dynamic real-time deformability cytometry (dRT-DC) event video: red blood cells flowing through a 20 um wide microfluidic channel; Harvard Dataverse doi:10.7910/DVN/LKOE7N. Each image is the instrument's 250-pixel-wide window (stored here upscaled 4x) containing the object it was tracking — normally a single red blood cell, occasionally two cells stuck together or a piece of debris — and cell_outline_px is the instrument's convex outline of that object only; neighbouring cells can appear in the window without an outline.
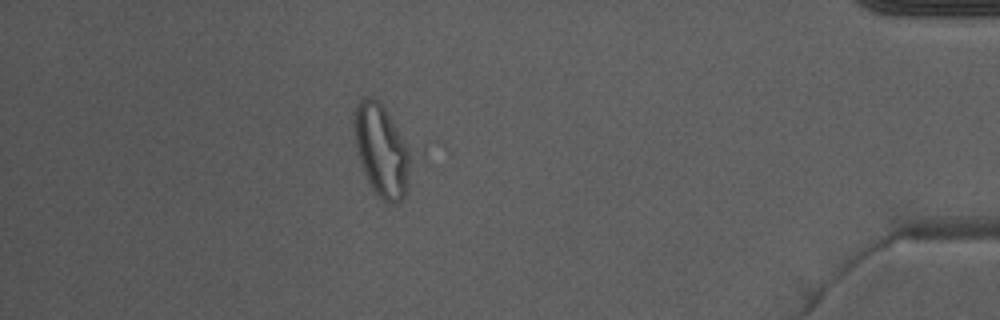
{"species": "Egyptian fruit bat (a non-hibernating species)", "species_latin": "Rousettus aegyptiacus", "temperature_condition": "warm", "stored_images_in_passage": 41, "camera_frame_rate_fps": 3000, "um_per_image_px": 0.085, "animal": {"sex": "male"}, "frame": {"image": 1, "passage_image": 35, "time_ms": 11.333, "image_size_px": [1000, 320], "cell_outline_px": [[416, 152], [408, 188], [404, 200], [396, 204], [392, 204], [384, 200], [372, 188], [368, 180], [360, 160], [356, 144], [352, 112], [356, 104], [364, 96], [372, 96], [384, 108]], "centroid_in_image_um": [32.53, 12.79], "position_along_channel_um": 402.7, "area_um2": 31.39}, "authors_computed_cell_mechanics": {"area_um2": 27.166, "velocity_mm_per_s": 3.9914, "shape_relaxation_time_tau1_ms": null, "shape_relaxation_time_tau2_ms": 1.2525, "deformation_change_tau1": null, "deformation_change_tau2": 0.0782}}